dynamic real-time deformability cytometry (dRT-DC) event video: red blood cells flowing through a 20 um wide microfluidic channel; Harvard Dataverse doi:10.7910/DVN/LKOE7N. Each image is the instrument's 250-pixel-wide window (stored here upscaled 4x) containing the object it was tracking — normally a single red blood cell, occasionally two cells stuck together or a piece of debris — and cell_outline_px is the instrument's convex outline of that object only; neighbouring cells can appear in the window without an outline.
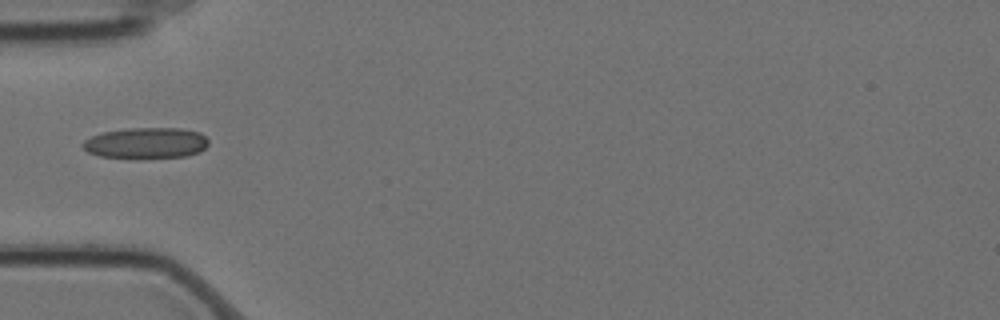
{"species": "Egyptian fruit bat (a non-hibernating species)", "species_latin": "Rousettus aegyptiacus", "temperature_condition": "cold", "stored_images_in_passage": 3, "camera_frame_rate_fps": 3000, "um_per_image_px": 0.085, "animal": {"sex": "female"}, "frame": {"image": 1, "passage_image": 1, "time_ms": 0.0, "image_size_px": [1000, 320], "cell_outline_px": [[208, 144], [200, 152], [184, 156], [140, 160], [136, 160], [100, 156], [88, 152], [80, 144], [84, 140], [92, 136], [104, 132], [128, 128], [180, 128], [200, 132], [208, 140]], "centroid_in_image_um": [12.4, 12.19], "position_along_channel_um": 72.6, "area_um2": 23.24}}
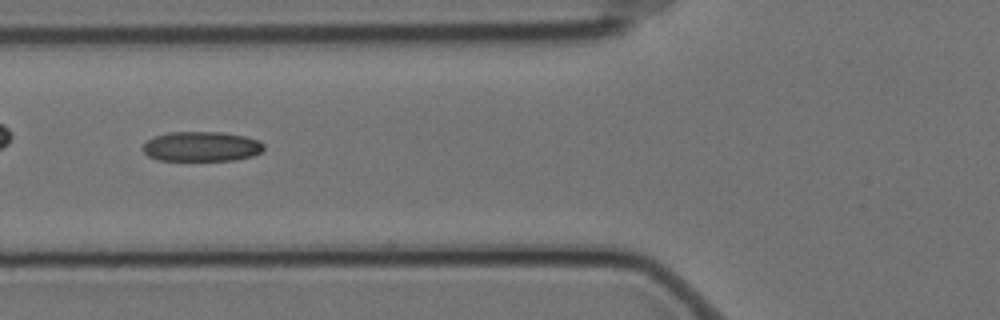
{"frame": {"image": 2, "passage_image": 2, "time_ms": 0.333, "image_size_px": [1000, 320], "cell_outline_px": [[264, 148], [260, 152], [252, 156], [236, 160], [160, 160], [148, 156], [144, 152], [144, 144], [152, 136], [168, 132], [220, 132], [244, 136], [260, 140], [264, 144]], "centroid_in_image_um": [17.14, 12.44], "position_along_channel_um": 108.7, "area_um2": 21.04}}
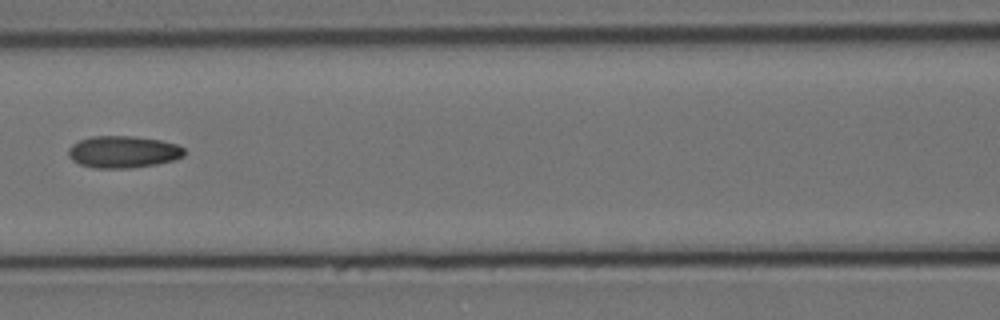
{"frame": {"image": 3, "passage_image": 3, "time_ms": 0.667, "image_size_px": [1000, 320], "cell_outline_px": [[184, 156], [176, 160], [156, 164], [132, 168], [92, 168], [80, 164], [72, 160], [68, 156], [68, 148], [72, 144], [80, 140], [92, 136], [132, 136], [160, 140], [176, 144], [184, 148]], "centroid_in_image_um": [10.46, 12.91], "position_along_channel_um": 156.1, "area_um2": 21.73}}